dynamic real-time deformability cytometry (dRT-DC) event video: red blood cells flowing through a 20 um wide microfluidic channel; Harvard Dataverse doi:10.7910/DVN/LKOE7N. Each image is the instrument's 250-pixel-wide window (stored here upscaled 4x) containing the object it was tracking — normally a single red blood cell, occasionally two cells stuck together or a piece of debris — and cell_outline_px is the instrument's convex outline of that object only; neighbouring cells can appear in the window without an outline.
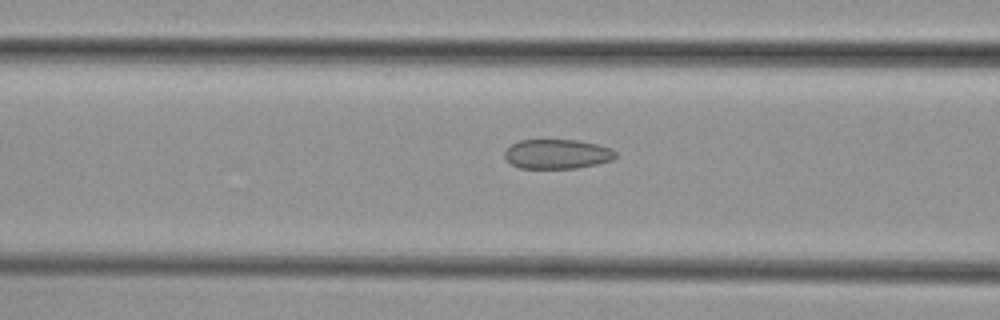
{"species": "common noctule bat (a hibernating species)", "species_latin": "Nyctalus noctula", "temperature_condition": "cold", "stored_images_in_passage": 7, "camera_frame_rate_fps": 3000, "um_per_image_px": 0.085, "animal": {"sex": "female", "body_mass_g": 29.2, "forearm_length_mm": 56.3}, "frame": {"image": 1, "passage_image": 5, "time_ms": 1.333, "image_size_px": [1000, 320], "cell_outline_px": [[616, 156], [612, 160], [596, 164], [576, 168], [520, 168], [512, 164], [504, 156], [504, 152], [512, 144], [520, 140], [580, 140], [612, 148], [616, 152]], "centroid_in_image_um": [47.38, 13.09], "position_along_channel_um": 119.2, "area_um2": 19.02}}